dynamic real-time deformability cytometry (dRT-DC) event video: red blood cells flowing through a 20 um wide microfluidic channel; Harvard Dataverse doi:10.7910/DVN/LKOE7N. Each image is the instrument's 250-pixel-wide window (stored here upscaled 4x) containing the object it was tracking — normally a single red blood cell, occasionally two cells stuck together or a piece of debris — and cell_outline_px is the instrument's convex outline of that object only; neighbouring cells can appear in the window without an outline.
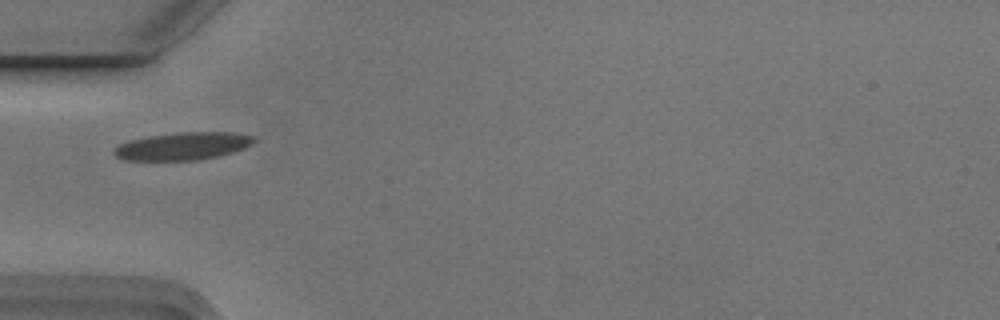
{"species": "Egyptian fruit bat (a non-hibernating species)", "species_latin": "Rousettus aegyptiacus", "temperature_condition": "cold", "stored_images_in_passage": 3, "camera_frame_rate_fps": 3000, "um_per_image_px": 0.085, "animal": {"sex": "male"}, "frame": {"image": 1, "passage_image": 1, "time_ms": 0.0, "image_size_px": [1000, 320], "cell_outline_px": [[256, 140], [252, 144], [244, 148], [232, 152], [216, 156], [196, 160], [124, 160], [116, 156], [112, 152], [112, 148], [128, 140], [148, 136], [176, 132], [240, 132], [256, 136]], "centroid_in_image_um": [15.55, 12.4], "position_along_channel_um": 69.5, "area_um2": 22.77}}
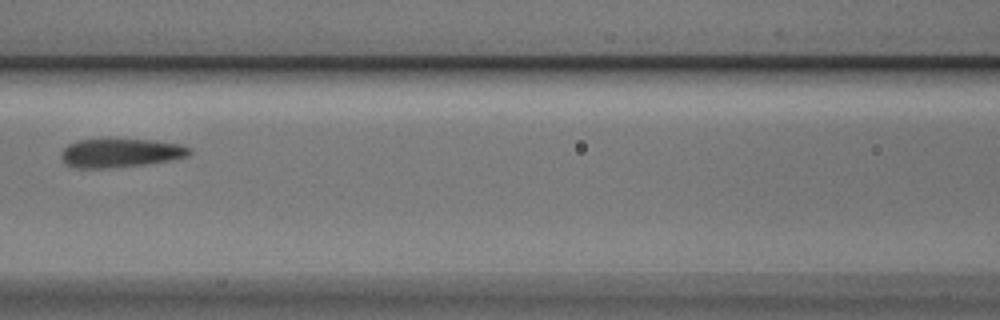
{"frame": {"image": 2, "passage_image": 3, "time_ms": 0.667, "image_size_px": [1000, 320], "cell_outline_px": [[192, 152], [188, 156], [168, 160], [144, 164], [104, 168], [76, 168], [68, 164], [64, 160], [64, 148], [68, 144], [80, 140], [152, 140], [184, 144], [192, 148]], "centroid_in_image_um": [10.34, 12.99], "position_along_channel_um": 156.3, "area_um2": 20.98}}